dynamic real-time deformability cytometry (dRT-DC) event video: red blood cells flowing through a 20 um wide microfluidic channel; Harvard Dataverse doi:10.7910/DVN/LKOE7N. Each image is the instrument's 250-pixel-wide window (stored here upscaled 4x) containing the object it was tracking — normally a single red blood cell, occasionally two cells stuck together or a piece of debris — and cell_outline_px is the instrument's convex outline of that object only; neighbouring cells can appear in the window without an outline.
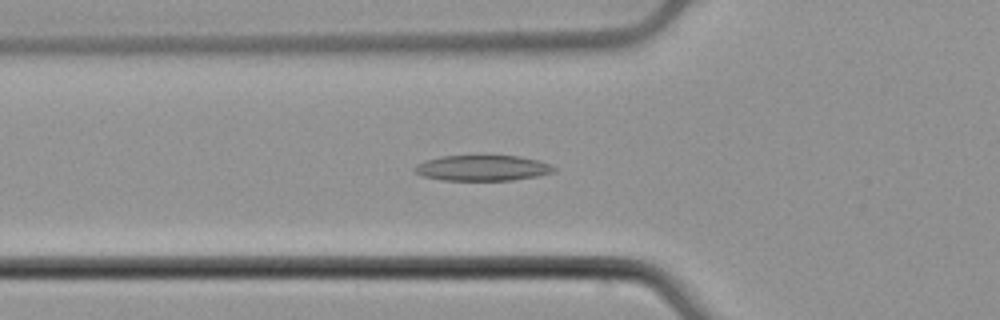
{"species": "common noctule bat (a hibernating species)", "species_latin": "Nyctalus noctula", "temperature_condition": "cold", "stored_images_in_passage": 48, "camera_frame_rate_fps": 3000, "um_per_image_px": 0.085, "animal": {"sex": "male", "body_mass_g": 21.5, "forearm_length_mm": 52.0}, "frame": {"image": 1, "passage_image": 18, "time_ms": 5.667, "image_size_px": [1000, 320], "cell_outline_px": [[556, 168], [552, 172], [536, 176], [512, 180], [444, 180], [424, 176], [416, 172], [412, 168], [416, 164], [424, 160], [440, 156], [520, 156], [540, 160]], "centroid_in_image_um": [40.98, 14.27], "position_along_channel_um": 84.8, "area_um2": 20.63}}
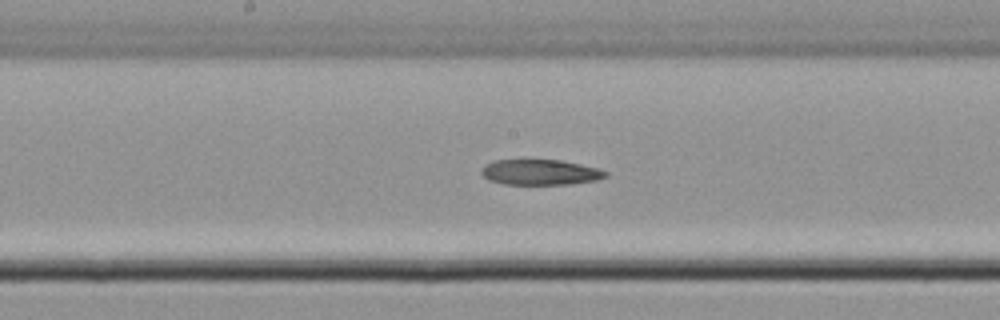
{"frame": {"image": 2, "passage_image": 27, "time_ms": 8.667, "image_size_px": [1000, 320], "cell_outline_px": [[608, 176], [596, 180], [572, 184], [504, 184], [488, 180], [480, 172], [484, 164], [492, 160], [560, 160], [580, 164], [596, 168], [608, 172]], "centroid_in_image_um": [45.89, 14.64], "position_along_channel_um": 202.3, "area_um2": 18.44}}
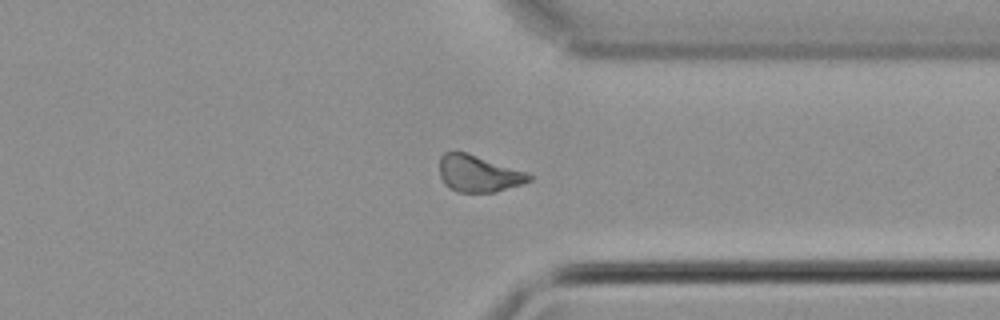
{"frame": {"image": 3, "passage_image": 40, "time_ms": 13.0, "image_size_px": [1000, 320], "cell_outline_px": [[532, 180], [496, 192], [456, 192], [444, 184], [440, 176], [440, 156], [444, 152], [468, 152], [524, 172], [532, 176]], "centroid_in_image_um": [40.62, 14.76], "position_along_channel_um": 370.8, "area_um2": 18.96}}